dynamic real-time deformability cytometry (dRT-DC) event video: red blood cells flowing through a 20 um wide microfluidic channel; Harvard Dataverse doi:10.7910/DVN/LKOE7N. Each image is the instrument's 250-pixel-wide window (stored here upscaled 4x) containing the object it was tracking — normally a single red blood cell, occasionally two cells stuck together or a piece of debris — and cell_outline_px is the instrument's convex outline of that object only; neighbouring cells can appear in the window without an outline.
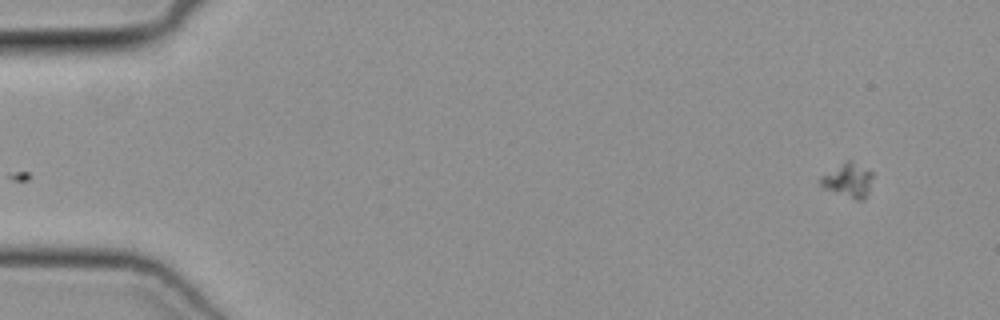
{"species": "common noctule bat (a hibernating species)", "species_latin": "Nyctalus noctula", "temperature_condition": "cold", "stored_images_in_passage": 7, "camera_frame_rate_fps": 3000, "um_per_image_px": 0.085, "animal": {"sex": "female", "body_mass_g": 19.3, "forearm_length_mm": 54.1}, "frame": {"image": 1, "passage_image": 1, "time_ms": 0.0, "image_size_px": [1000, 320], "cell_outline_px": [[872, 176], [868, 192], [864, 200], [856, 200], [824, 188], [820, 184], [820, 176], [848, 160], [872, 172]], "centroid_in_image_um": [72.08, 15.35], "position_along_channel_um": 12.9, "area_um2": 10.0}}